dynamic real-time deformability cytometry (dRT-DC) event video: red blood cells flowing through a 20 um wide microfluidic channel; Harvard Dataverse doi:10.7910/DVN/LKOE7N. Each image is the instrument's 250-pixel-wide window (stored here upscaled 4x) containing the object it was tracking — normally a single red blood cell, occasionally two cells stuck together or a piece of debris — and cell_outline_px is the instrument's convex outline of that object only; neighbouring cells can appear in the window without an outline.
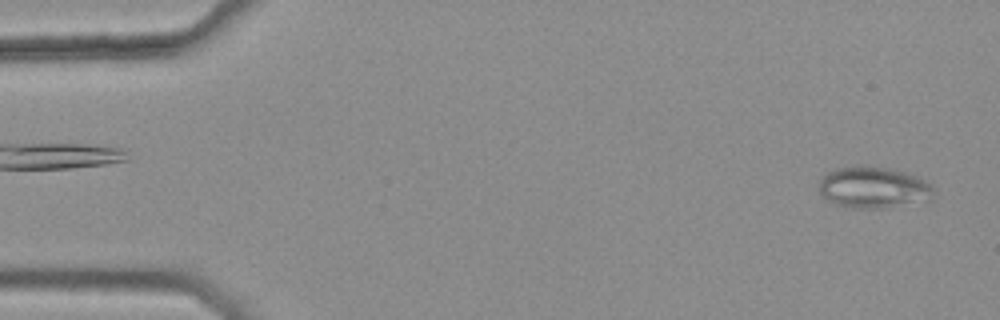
{"species": "common noctule bat (a hibernating species)", "species_latin": "Nyctalus noctula", "temperature_condition": "warm", "stored_images_in_passage": 5, "camera_frame_rate_fps": 3000, "um_per_image_px": 0.085, "animal": {"sex": "female", "body_mass_g": 25.1}, "frame": {"image": 1, "passage_image": 5, "time_ms": 1.333, "image_size_px": [1000, 320], "cell_outline_px": [[936, 192], [932, 200], [884, 208], [852, 208], [836, 204], [820, 196], [820, 180], [828, 172], [836, 168], [864, 164], [868, 164], [888, 168], [904, 172], [916, 176], [924, 180], [936, 188]], "centroid_in_image_um": [74.28, 15.93], "position_along_channel_um": 10.7, "area_um2": 28.15}}